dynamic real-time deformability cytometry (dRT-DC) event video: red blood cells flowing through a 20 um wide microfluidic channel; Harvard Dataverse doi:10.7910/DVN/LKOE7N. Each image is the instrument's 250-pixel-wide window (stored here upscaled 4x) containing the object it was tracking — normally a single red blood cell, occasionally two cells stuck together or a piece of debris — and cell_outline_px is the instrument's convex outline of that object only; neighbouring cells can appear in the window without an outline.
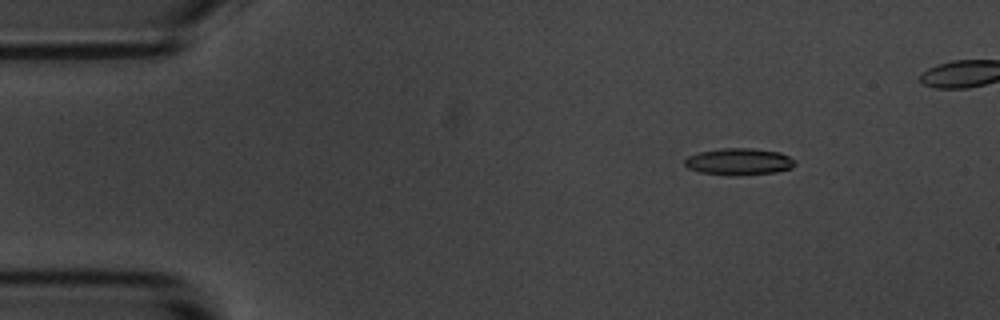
{"species": "common noctule bat (a hibernating species)", "species_latin": "Nyctalus noctula", "temperature_condition": "room temperature", "stored_images_in_passage": 6, "camera_frame_rate_fps": 3000, "um_per_image_px": 0.085, "animal": {"sex": "male", "body_mass_g": 20.1, "forearm_length_mm": 53.5}, "frame": {"image": 1, "passage_image": 3, "time_ms": 2.333, "image_size_px": [1000, 320], "cell_outline_px": [[796, 164], [792, 168], [776, 172], [736, 176], [732, 176], [700, 172], [688, 168], [684, 164], [684, 160], [688, 156], [700, 152], [724, 148], [752, 148], [780, 152], [796, 160]], "centroid_in_image_um": [62.83, 13.75], "position_along_channel_um": 22.2, "area_um2": 17.34}}